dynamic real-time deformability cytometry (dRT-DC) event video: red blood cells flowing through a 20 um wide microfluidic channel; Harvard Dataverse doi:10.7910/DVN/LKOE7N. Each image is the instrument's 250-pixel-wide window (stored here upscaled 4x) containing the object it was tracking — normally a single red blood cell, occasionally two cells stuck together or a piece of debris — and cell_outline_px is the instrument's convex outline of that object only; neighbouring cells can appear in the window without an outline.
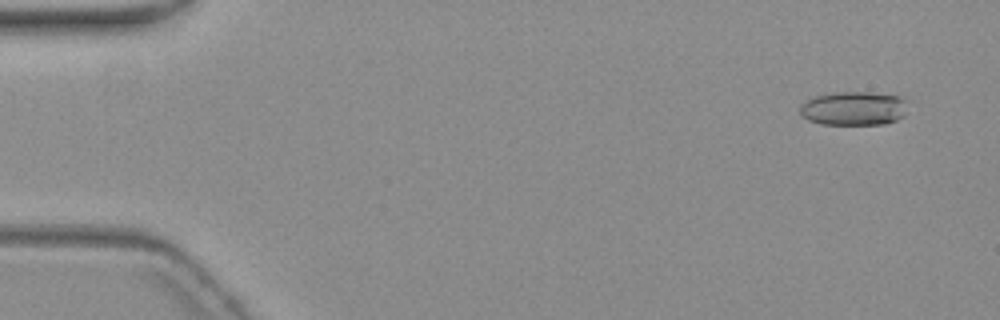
{"species": "common noctule bat (a hibernating species)", "species_latin": "Nyctalus noctula", "temperature_condition": "warm", "stored_images_in_passage": 6, "camera_frame_rate_fps": 3000, "um_per_image_px": 0.085, "animal": {"sex": "female", "body_mass_g": 19.3, "forearm_length_mm": 54.1}, "frame": {"image": 1, "passage_image": 2, "time_ms": 1.0, "image_size_px": [1000, 320], "cell_outline_px": [[904, 116], [896, 120], [884, 124], [820, 124], [808, 120], [800, 116], [800, 104], [816, 96], [832, 92], [868, 92], [900, 96], [904, 100]], "centroid_in_image_um": [72.51, 9.22], "position_along_channel_um": 12.5, "area_um2": 21.21}}
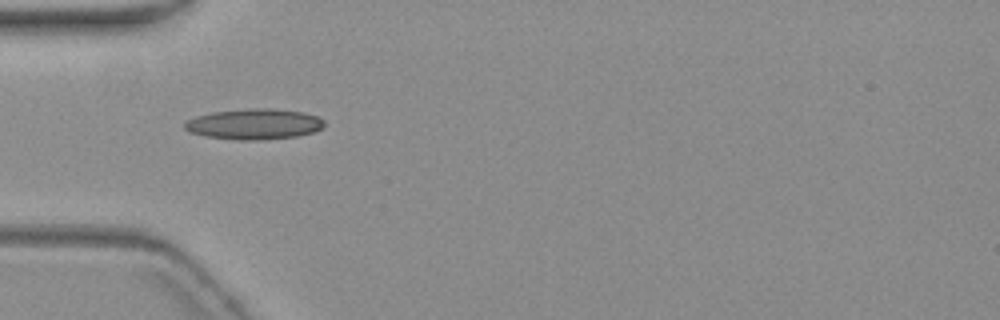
{"frame": {"image": 2, "passage_image": 6, "time_ms": 6.0, "image_size_px": [1000, 320], "cell_outline_px": [[324, 128], [312, 132], [296, 136], [264, 140], [240, 140], [204, 136], [188, 132], [184, 128], [184, 124], [188, 120], [196, 116], [212, 112], [252, 108], [268, 108], [304, 112], [316, 116], [324, 120]], "centroid_in_image_um": [21.6, 10.55], "position_along_channel_um": 63.4, "area_um2": 24.97}}